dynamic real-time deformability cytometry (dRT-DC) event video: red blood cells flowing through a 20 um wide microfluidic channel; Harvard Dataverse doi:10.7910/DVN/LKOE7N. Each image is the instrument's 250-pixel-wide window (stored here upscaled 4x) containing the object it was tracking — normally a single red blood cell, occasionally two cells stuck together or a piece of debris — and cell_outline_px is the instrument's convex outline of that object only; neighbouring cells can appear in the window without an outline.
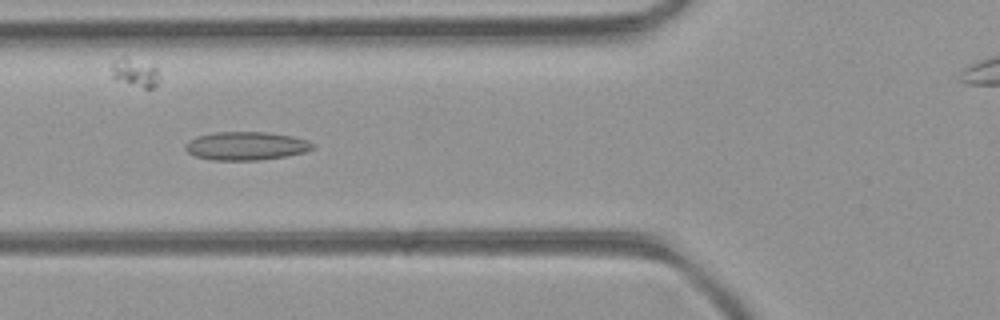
{"species": "common noctule bat (a hibernating species)", "species_latin": "Nyctalus noctula", "temperature_condition": "room temperature", "stored_images_in_passage": 51, "camera_frame_rate_fps": 3000, "um_per_image_px": 0.085, "animal": {"sex": "female", "body_mass_g": 21.9}, "frame": {"image": 1, "passage_image": 18, "time_ms": 5.667, "image_size_px": [1000, 320], "cell_outline_px": [[312, 148], [304, 152], [284, 156], [256, 160], [212, 160], [196, 156], [188, 152], [184, 148], [184, 144], [188, 140], [196, 136], [216, 132], [268, 132], [292, 136], [308, 140], [312, 144]], "centroid_in_image_um": [20.86, 12.39], "position_along_channel_um": 104.9, "area_um2": 20.92}}
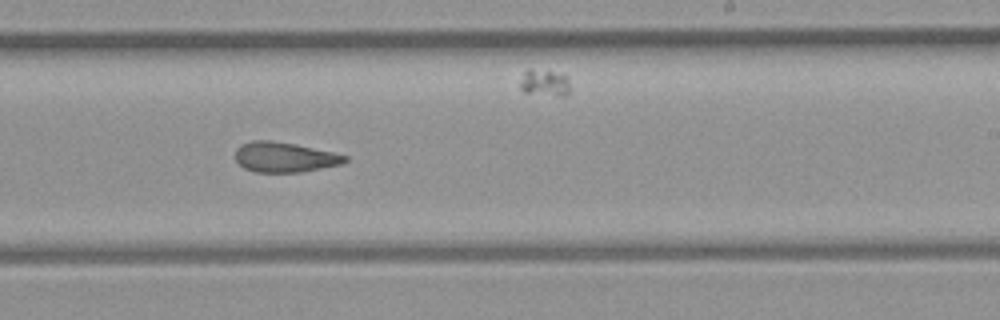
{"frame": {"image": 2, "passage_image": 30, "time_ms": 9.667, "image_size_px": [1000, 320], "cell_outline_px": [[348, 160], [344, 164], [300, 172], [256, 172], [244, 168], [236, 160], [236, 148], [240, 144], [252, 140], [272, 140], [296, 144], [332, 152], [348, 156]], "centroid_in_image_um": [24.19, 13.35], "position_along_channel_um": 264.8, "area_um2": 19.31}}
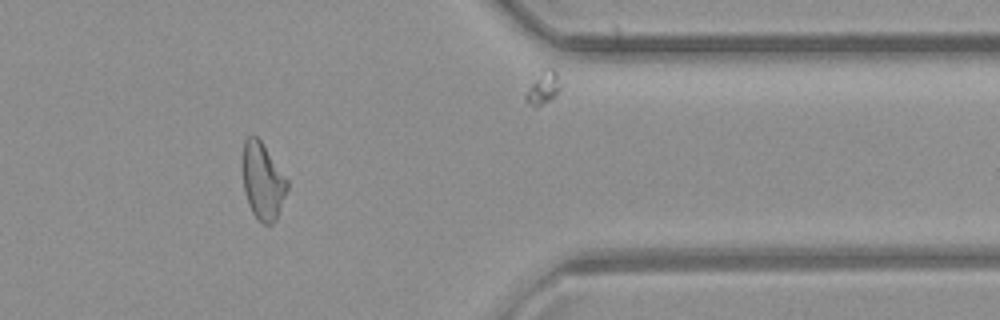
{"frame": {"image": 3, "passage_image": 41, "time_ms": 13.333, "image_size_px": [1000, 320], "cell_outline_px": [[288, 188], [276, 220], [272, 224], [264, 224], [252, 212], [248, 204], [244, 192], [244, 140], [248, 136], [256, 136], [260, 140], [288, 180]], "centroid_in_image_um": [22.35, 15.42], "position_along_channel_um": 389.0, "area_um2": 19.48}, "authors_computed_cell_mechanics": {"area_um2": 20.0566, "velocity_mm_per_s": 3.9855, "shape_relaxation_time_tau1_ms": null, "shape_relaxation_time_tau2_ms": 2.507, "deformation_change_tau1": null, "deformation_change_tau2": 0.1}}